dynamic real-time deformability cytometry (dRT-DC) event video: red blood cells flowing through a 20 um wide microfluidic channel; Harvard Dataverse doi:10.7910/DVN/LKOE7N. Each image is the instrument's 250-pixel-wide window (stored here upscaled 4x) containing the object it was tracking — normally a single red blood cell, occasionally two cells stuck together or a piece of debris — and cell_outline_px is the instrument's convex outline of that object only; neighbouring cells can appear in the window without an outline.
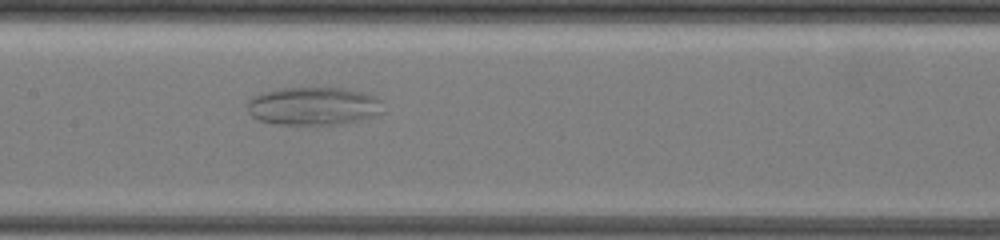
{"species": "common noctule bat (a hibernating species)", "species_latin": "Nyctalus noctula", "temperature_condition": "warm", "stored_images_in_passage": 30, "camera_frame_rate_fps": 3000, "um_per_image_px": 0.085, "animal": {"sex": "female", "body_mass_g": 19.5, "forearm_length_mm": 54.1}, "frame": {"image": 1, "passage_image": 13, "time_ms": 6.333, "image_size_px": [1000, 240], "cell_outline_px": [[376, 100], [372, 112], [356, 120], [332, 124], [276, 124], [260, 120], [252, 116], [248, 112], [248, 104], [252, 96], [260, 92], [276, 88], [344, 88], [360, 92], [372, 96]], "centroid_in_image_um": [26.37, 8.99], "position_along_channel_um": 181.0, "area_um2": 28.67}}
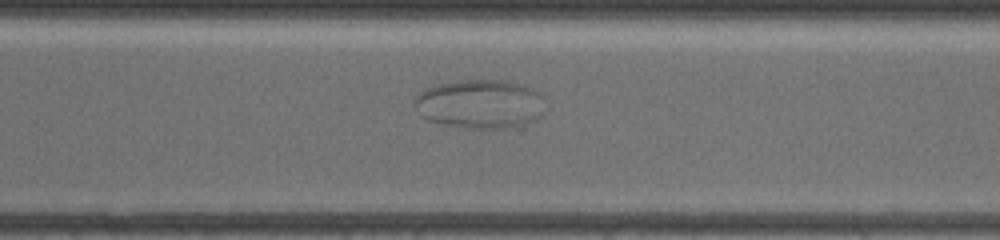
{"frame": {"image": 2, "passage_image": 22, "time_ms": 10.667, "image_size_px": [1000, 240], "cell_outline_px": [[544, 96], [540, 116], [532, 120], [520, 124], [504, 128], [464, 128], [432, 120], [424, 116], [416, 104], [416, 96], [424, 88], [456, 80], [504, 80], [520, 84]], "centroid_in_image_um": [40.81, 8.81], "position_along_channel_um": 329.8, "area_um2": 36.3}}
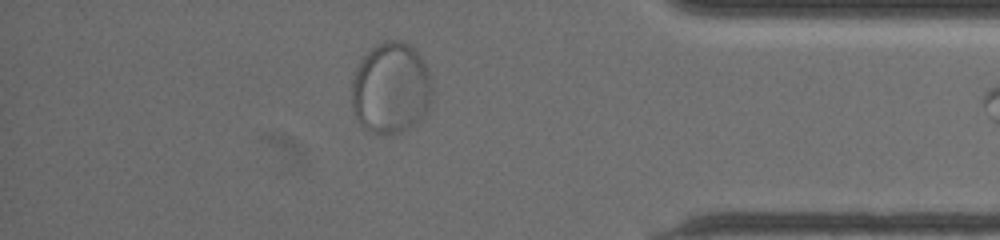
{"frame": {"image": 3, "passage_image": 29, "time_ms": 13.333, "image_size_px": [1000, 240], "cell_outline_px": [[428, 108], [412, 124], [400, 132], [388, 136], [384, 136], [372, 132], [364, 128], [360, 124], [352, 108], [352, 80], [356, 68], [360, 60], [376, 44], [384, 40], [396, 40], [408, 44], [416, 52], [424, 64], [428, 72]], "centroid_in_image_um": [33.13, 7.5], "position_along_channel_um": 402.1, "area_um2": 41.91}}